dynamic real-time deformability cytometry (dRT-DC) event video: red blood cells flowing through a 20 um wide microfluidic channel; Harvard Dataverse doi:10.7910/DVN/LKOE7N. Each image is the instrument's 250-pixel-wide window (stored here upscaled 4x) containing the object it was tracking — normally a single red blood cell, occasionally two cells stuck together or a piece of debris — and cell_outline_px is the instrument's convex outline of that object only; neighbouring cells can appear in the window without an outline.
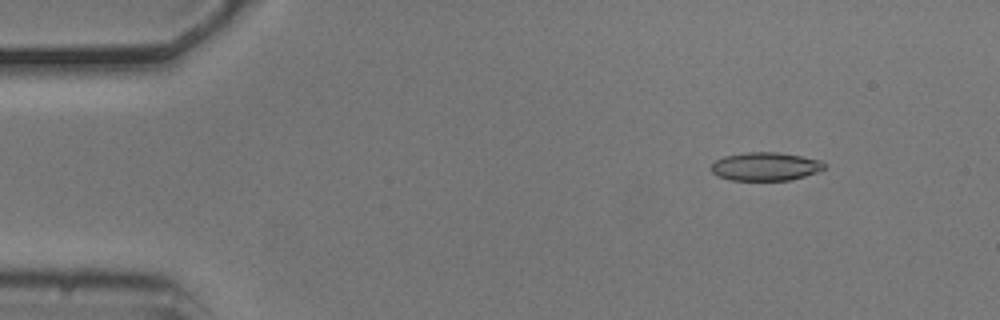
{"species": "common noctule bat (a hibernating species)", "species_latin": "Nyctalus noctula", "temperature_condition": "cold", "stored_images_in_passage": 53, "camera_frame_rate_fps": 3000, "um_per_image_px": 0.085, "animal": {"sex": "male", "body_mass_g": 20.5, "forearm_length_mm": 52.5}, "frame": {"image": 1, "passage_image": 5, "time_ms": 1.333, "image_size_px": [1000, 320], "cell_outline_px": [[828, 164], [824, 168], [816, 172], [804, 176], [788, 180], [732, 180], [716, 176], [708, 168], [716, 160], [724, 156], [744, 152], [776, 152], [800, 156], [820, 160]], "centroid_in_image_um": [65.02, 14.15], "position_along_channel_um": 20.0, "area_um2": 18.73}}
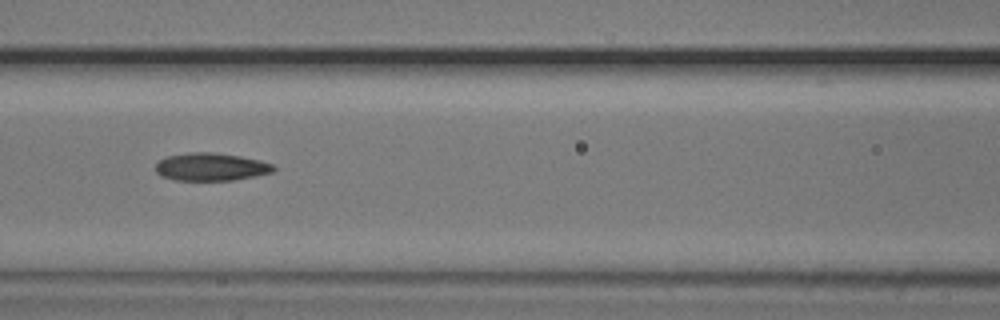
{"frame": {"image": 2, "passage_image": 22, "time_ms": 7.0, "image_size_px": [1000, 320], "cell_outline_px": [[276, 168], [272, 172], [256, 176], [232, 180], [176, 180], [160, 176], [156, 172], [156, 164], [160, 160], [168, 156], [188, 152], [212, 152], [240, 156], [260, 160], [272, 164]], "centroid_in_image_um": [17.93, 14.18], "position_along_channel_um": 148.7, "area_um2": 19.07}}
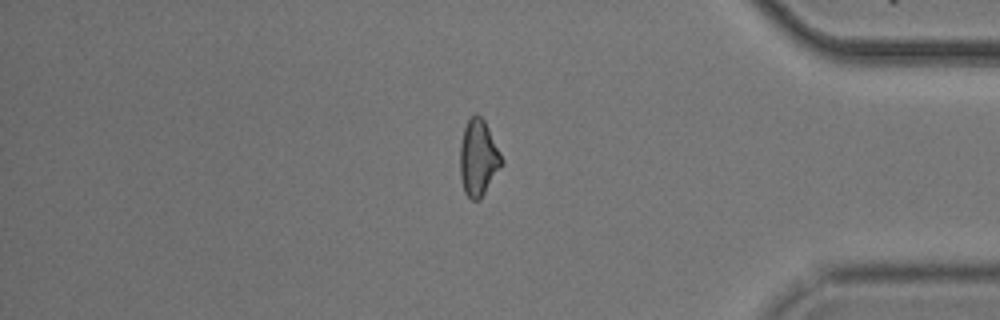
{"frame": {"image": 3, "passage_image": 44, "time_ms": 14.333, "image_size_px": [1000, 320], "cell_outline_px": [[504, 164], [480, 200], [472, 200], [464, 192], [460, 176], [460, 144], [464, 128], [468, 120], [476, 112], [484, 120], [504, 160]], "centroid_in_image_um": [40.67, 13.44], "position_along_channel_um": 394.5, "area_um2": 18.61}, "authors_computed_cell_mechanics": {"area_um2": 18.7272, "velocity_mm_per_s": 3.7305, "shape_relaxation_time_tau1_ms": 7.1717, "shape_relaxation_time_tau2_ms": 3.792, "deformation_change_tau1": 0.1931, "deformation_change_tau2": 0.1169}}